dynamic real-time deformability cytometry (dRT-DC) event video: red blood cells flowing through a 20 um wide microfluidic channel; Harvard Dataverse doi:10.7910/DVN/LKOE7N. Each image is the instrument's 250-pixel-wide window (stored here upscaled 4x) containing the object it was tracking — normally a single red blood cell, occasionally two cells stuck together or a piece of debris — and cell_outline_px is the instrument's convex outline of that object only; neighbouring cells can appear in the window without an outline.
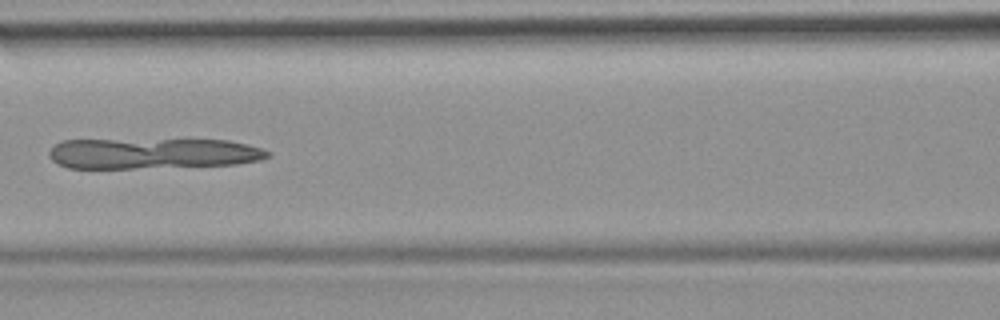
{"species": "common noctule bat (a hibernating species)", "species_latin": "Nyctalus noctula", "temperature_condition": "room temperature", "stored_images_in_passage": 50, "camera_frame_rate_fps": 3000, "um_per_image_px": 0.085, "animal": {"sex": "female", "body_mass_g": 19.9}, "frame": {"image": 1, "passage_image": 22, "time_ms": 7.0, "image_size_px": [1000, 320], "cell_outline_px": [[268, 156], [260, 160], [236, 164], [132, 168], [68, 168], [56, 164], [48, 156], [48, 152], [56, 144], [64, 140], [228, 140], [264, 148], [268, 152]], "centroid_in_image_um": [12.94, 13.04], "position_along_channel_um": 153.7, "area_um2": 38.84}}